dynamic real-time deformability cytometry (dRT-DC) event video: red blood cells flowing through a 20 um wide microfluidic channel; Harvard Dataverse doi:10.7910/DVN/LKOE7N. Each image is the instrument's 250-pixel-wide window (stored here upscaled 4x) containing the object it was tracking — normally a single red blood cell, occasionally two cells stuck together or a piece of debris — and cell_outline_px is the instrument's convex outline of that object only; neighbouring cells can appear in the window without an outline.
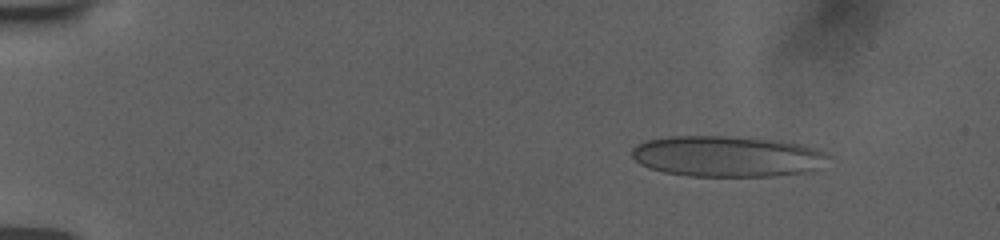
{"species": "human", "species_latin": "Homo sapiens", "temperature_condition": "room temperature", "stored_images_in_passage": 12, "camera_frame_rate_fps": 3000, "um_per_image_px": 0.085, "donor": {"sex": "female"}, "frame": {"image": 1, "passage_image": 2, "time_ms": 1.0, "image_size_px": [1000, 240], "cell_outline_px": [[812, 152], [804, 172], [772, 176], [688, 176], [664, 172], [648, 168], [640, 164], [632, 156], [632, 152], [640, 144], [648, 140], [688, 136], [716, 136], [756, 140], [792, 144], [804, 148]], "centroid_in_image_um": [61.32, 13.32], "position_along_channel_um": 23.7, "area_um2": 42.77}}
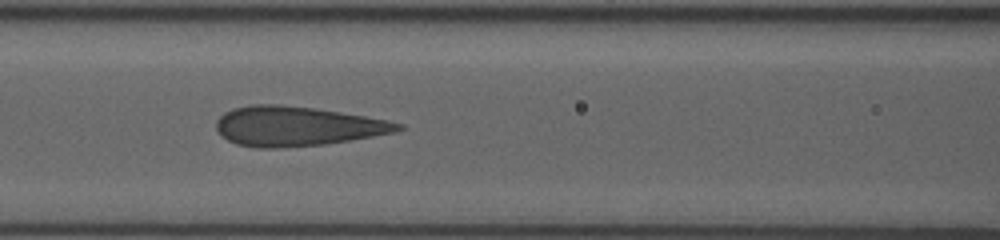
{"frame": {"image": 2, "passage_image": 9, "time_ms": 7.0, "image_size_px": [1000, 240], "cell_outline_px": [[404, 128], [392, 132], [348, 140], [324, 144], [280, 148], [256, 148], [236, 144], [228, 140], [216, 128], [216, 120], [224, 112], [236, 108], [252, 104], [276, 104], [312, 108], [364, 116], [384, 120], [400, 124]], "centroid_in_image_um": [25.15, 10.73], "position_along_channel_um": 141.5, "area_um2": 41.15}}
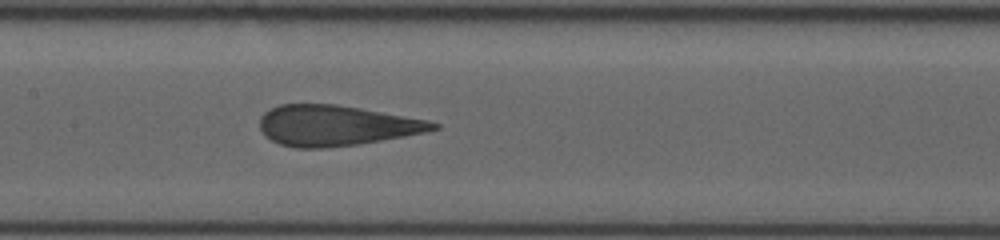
{"frame": {"image": 3, "passage_image": 12, "time_ms": 8.0, "image_size_px": [1000, 240], "cell_outline_px": [[440, 128], [424, 132], [360, 144], [324, 148], [296, 148], [280, 144], [272, 140], [260, 128], [260, 116], [264, 112], [280, 104], [336, 104], [424, 120], [440, 124]], "centroid_in_image_um": [28.51, 10.67], "position_along_channel_um": 178.9, "area_um2": 40.29}}